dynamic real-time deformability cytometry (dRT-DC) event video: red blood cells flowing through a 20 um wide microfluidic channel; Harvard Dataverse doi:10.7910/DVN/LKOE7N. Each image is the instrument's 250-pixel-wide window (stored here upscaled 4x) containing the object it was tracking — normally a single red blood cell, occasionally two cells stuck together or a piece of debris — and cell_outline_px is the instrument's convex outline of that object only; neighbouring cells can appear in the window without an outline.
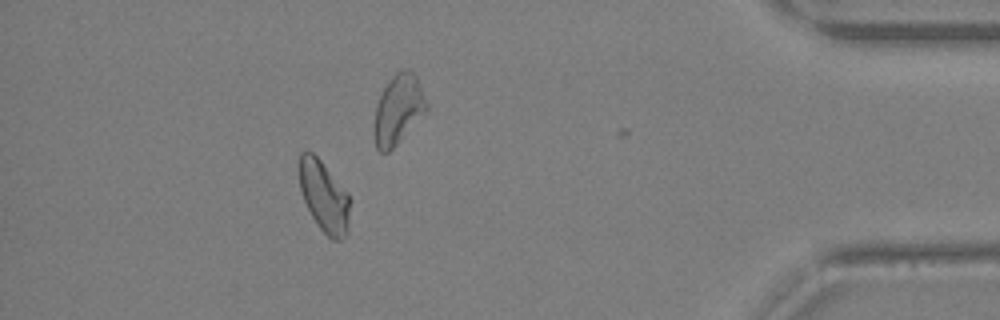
{"species": "Egyptian fruit bat (a non-hibernating species)", "species_latin": "Rousettus aegyptiacus", "temperature_condition": "warm", "stored_images_in_passage": 27, "camera_frame_rate_fps": 3000, "um_per_image_px": 0.085, "animal": {"sex": "female"}, "frame": {"image": 1, "passage_image": 23, "time_ms": 7.333, "image_size_px": [1000, 320], "cell_outline_px": [[348, 232], [340, 240], [332, 240], [320, 228], [312, 216], [304, 200], [300, 188], [300, 152], [312, 152], [320, 160], [348, 192]], "centroid_in_image_um": [27.55, 16.71], "position_along_channel_um": 407.7, "area_um2": 20.46}}